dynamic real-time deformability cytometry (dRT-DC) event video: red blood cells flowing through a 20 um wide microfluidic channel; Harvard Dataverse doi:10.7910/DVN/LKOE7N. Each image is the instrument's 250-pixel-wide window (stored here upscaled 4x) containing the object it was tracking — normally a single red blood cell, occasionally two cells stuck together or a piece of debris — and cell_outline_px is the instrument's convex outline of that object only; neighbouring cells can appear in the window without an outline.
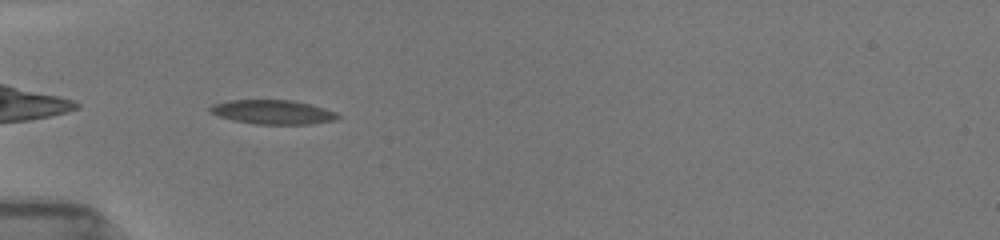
{"species": "common noctule bat (a hibernating species)", "species_latin": "Nyctalus noctula", "temperature_condition": "room temperature", "stored_images_in_passage": 35, "camera_frame_rate_fps": 3000, "um_per_image_px": 0.085, "animal": {"sex": "female", "body_mass_g": 19.5, "forearm_length_mm": 54.1}, "frame": {"image": 1, "passage_image": 2, "time_ms": 0.333, "image_size_px": [1000, 240], "cell_outline_px": [[340, 116], [336, 120], [308, 124], [256, 124], [232, 120], [220, 116], [212, 112], [208, 108], [212, 104], [228, 100], [292, 100], [324, 108], [336, 112]], "centroid_in_image_um": [23.18, 9.52], "position_along_channel_um": 61.8, "area_um2": 17.86}}
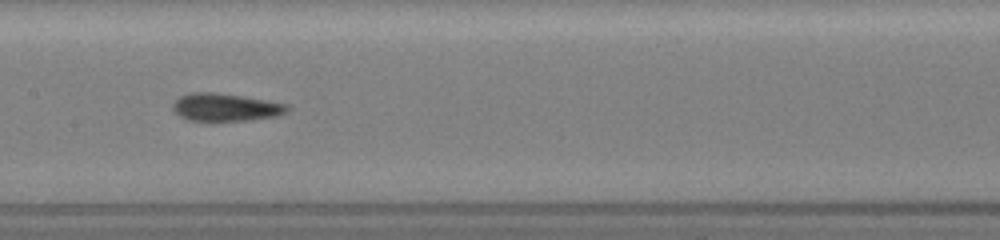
{"frame": {"image": 2, "passage_image": 12, "time_ms": 3.667, "image_size_px": [1000, 240], "cell_outline_px": [[292, 108], [288, 112], [276, 116], [248, 120], [188, 120], [180, 116], [172, 108], [172, 104], [180, 96], [192, 92], [212, 92], [240, 96], [288, 104]], "centroid_in_image_um": [19.19, 9.11], "position_along_channel_um": 188.2, "area_um2": 18.26}}
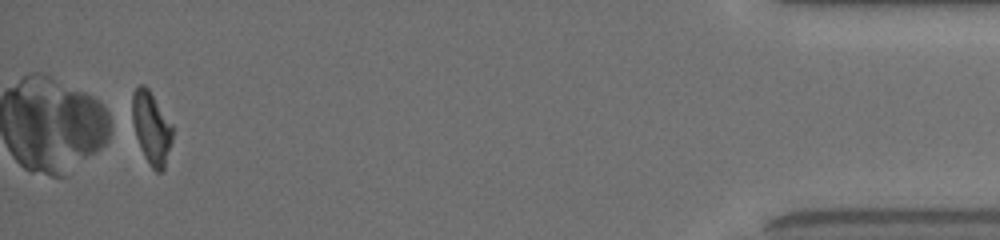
{"frame": {"image": 3, "passage_image": 35, "time_ms": 11.333, "image_size_px": [1000, 240], "cell_outline_px": [[172, 140], [164, 168], [160, 172], [156, 172], [148, 164], [140, 148], [132, 124], [132, 92], [140, 84], [144, 84], [148, 88], [172, 124]], "centroid_in_image_um": [12.85, 10.86], "position_along_channel_um": 422.4, "area_um2": 16.99}, "authors_computed_cell_mechanics": {"area_um2": 17.8602, "velocity_mm_per_s": 3.9623, "shape_relaxation_time_tau1_ms": 5.1117, "shape_relaxation_time_tau2_ms": 1.9332, "deformation_change_tau1": 0.1507, "deformation_change_tau2": 0.0794}}